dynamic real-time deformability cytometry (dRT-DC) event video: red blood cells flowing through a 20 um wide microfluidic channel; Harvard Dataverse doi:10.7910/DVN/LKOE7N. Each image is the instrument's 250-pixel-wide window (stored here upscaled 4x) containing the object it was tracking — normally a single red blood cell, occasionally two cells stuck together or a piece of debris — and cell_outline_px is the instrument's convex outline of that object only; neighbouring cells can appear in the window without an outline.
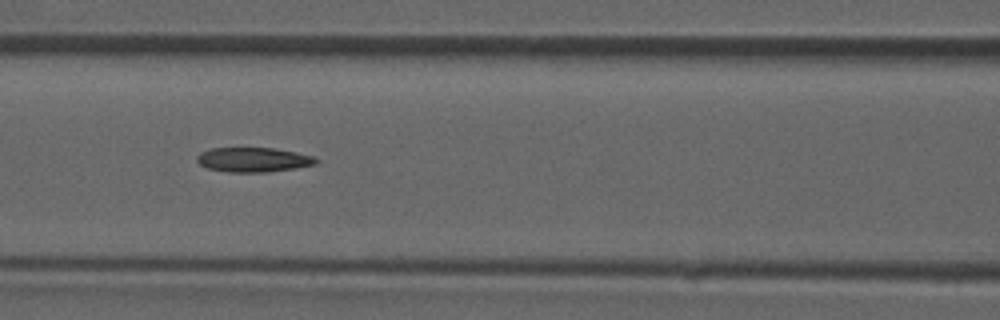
{"species": "common noctule bat (a hibernating species)", "species_latin": "Nyctalus noctula", "temperature_condition": "room temperature", "stored_images_in_passage": 45, "camera_frame_rate_fps": 3000, "um_per_image_px": 0.085, "animal": {"sex": "male", "forearm_length_mm": 52.5}, "frame": {"image": 1, "passage_image": 20, "time_ms": 6.333, "image_size_px": [1000, 320], "cell_outline_px": [[320, 160], [316, 164], [296, 168], [268, 172], [228, 172], [208, 168], [200, 164], [196, 160], [196, 156], [200, 152], [212, 148], [272, 148], [296, 152], [312, 156]], "centroid_in_image_um": [21.53, 13.58], "position_along_channel_um": 145.1, "area_um2": 17.05}}